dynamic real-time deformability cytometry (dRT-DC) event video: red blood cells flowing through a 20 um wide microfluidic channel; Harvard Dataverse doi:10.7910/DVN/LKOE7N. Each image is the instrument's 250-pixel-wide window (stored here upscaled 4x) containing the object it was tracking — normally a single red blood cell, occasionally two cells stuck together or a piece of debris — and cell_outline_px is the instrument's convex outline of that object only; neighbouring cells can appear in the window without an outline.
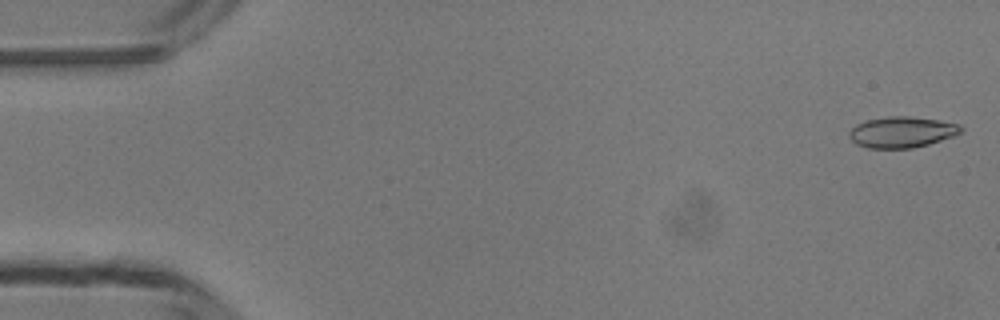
{"species": "common noctule bat (a hibernating species)", "species_latin": "Nyctalus noctula", "temperature_condition": "room temperature", "stored_images_in_passage": 49, "camera_frame_rate_fps": 3000, "um_per_image_px": 0.085, "animal": {"sex": "male", "body_mass_g": 13.3}, "frame": {"image": 1, "passage_image": 1, "time_ms": 0.0, "image_size_px": [1000, 320], "cell_outline_px": [[964, 132], [928, 144], [912, 148], [868, 148], [856, 144], [848, 136], [848, 132], [856, 124], [868, 120], [888, 116], [908, 116], [940, 120], [960, 124], [964, 128]], "centroid_in_image_um": [76.67, 11.22], "position_along_channel_um": 8.3, "area_um2": 20.23}}
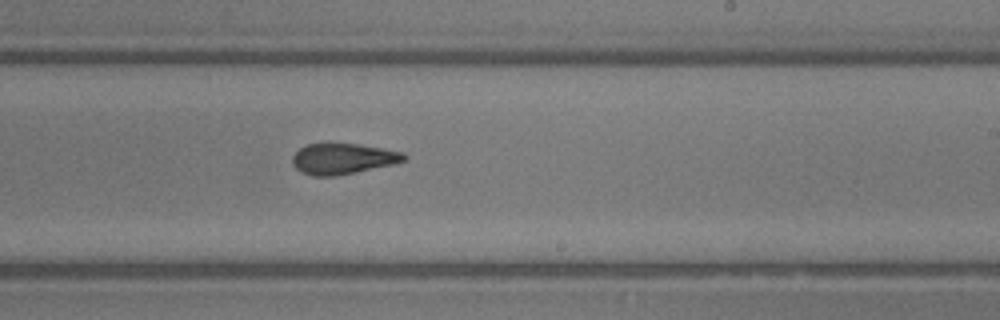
{"frame": {"image": 2, "passage_image": 29, "time_ms": 9.333, "image_size_px": [1000, 320], "cell_outline_px": [[408, 156], [404, 160], [392, 164], [356, 172], [336, 176], [312, 176], [300, 172], [292, 164], [292, 156], [300, 148], [308, 144], [360, 144], [404, 152]], "centroid_in_image_um": [29.13, 13.5], "position_along_channel_um": 259.9, "area_um2": 19.94}}
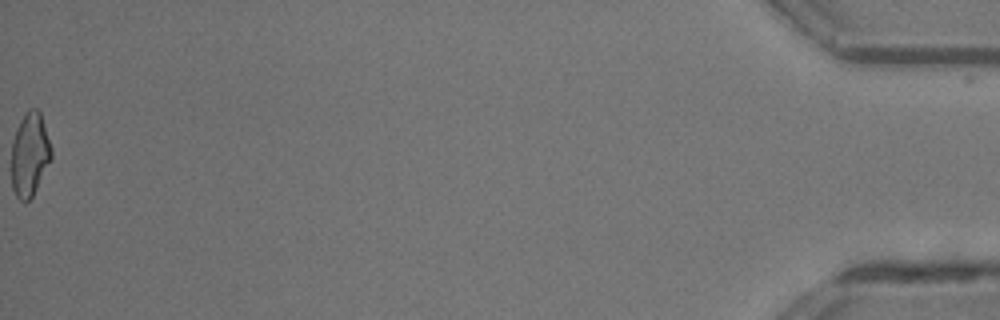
{"frame": {"image": 3, "passage_image": 49, "time_ms": 16.0, "image_size_px": [1000, 320], "cell_outline_px": [[52, 156], [32, 196], [24, 204], [16, 196], [12, 188], [12, 140], [16, 128], [20, 120], [28, 108], [36, 108], [40, 112], [52, 148]], "centroid_in_image_um": [2.51, 13.11], "position_along_channel_um": 432.7, "area_um2": 19.36}, "authors_computed_cell_mechanics": {"area_um2": 20.1722, "velocity_mm_per_s": 4.2094, "shape_relaxation_time_tau1_ms": 5.0393, "shape_relaxation_time_tau2_ms": 1.9099, "deformation_change_tau1": 0.1969, "deformation_change_tau2": 0.1178}}